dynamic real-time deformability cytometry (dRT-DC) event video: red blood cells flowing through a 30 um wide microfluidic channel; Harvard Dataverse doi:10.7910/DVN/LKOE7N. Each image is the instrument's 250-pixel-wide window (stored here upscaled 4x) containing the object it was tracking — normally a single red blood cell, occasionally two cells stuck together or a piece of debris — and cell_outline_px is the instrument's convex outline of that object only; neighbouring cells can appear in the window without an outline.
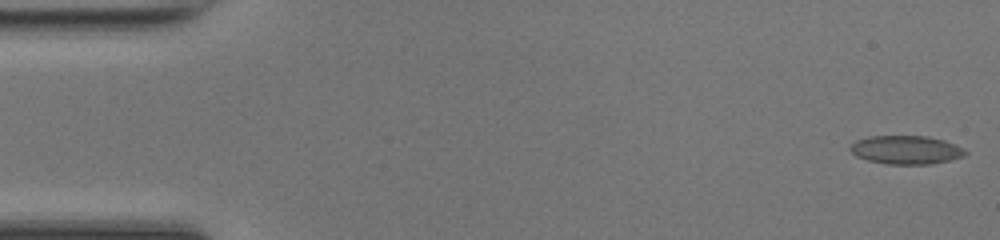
{"species": "common noctule bat (a hibernating species)", "species_latin": "Nyctalus noctula", "temperature_condition": "room temperature", "stored_images_in_passage": 48, "camera_frame_rate_fps": 3000, "um_per_image_px": 0.085, "animal": {"sex": "female", "body_mass_g": 17.0, "forearm_length_mm": 48.0}, "frame": {"image": 1, "passage_image": 1, "time_ms": 0.0, "image_size_px": [1000, 240], "cell_outline_px": [[968, 152], [964, 156], [932, 164], [888, 164], [868, 160], [856, 156], [848, 148], [856, 140], [872, 136], [928, 136], [944, 140], [964, 148]], "centroid_in_image_um": [77.03, 12.73], "position_along_channel_um": 8.0, "area_um2": 19.07}}
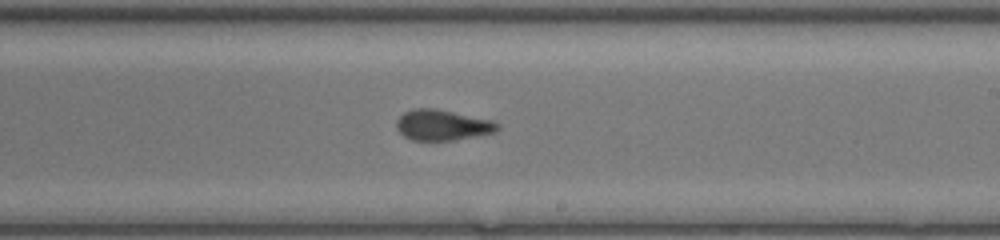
{"frame": {"image": 2, "passage_image": 28, "time_ms": 9.0, "image_size_px": [1000, 240], "cell_outline_px": [[500, 128], [496, 132], [456, 140], [412, 140], [404, 136], [396, 128], [396, 120], [404, 112], [416, 108], [432, 108], [492, 120], [500, 124]], "centroid_in_image_um": [37.61, 10.64], "position_along_channel_um": 251.4, "area_um2": 17.98}}
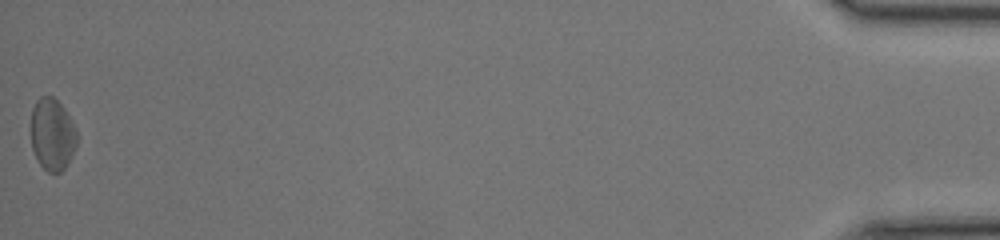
{"frame": {"image": 3, "passage_image": 48, "time_ms": 15.667, "image_size_px": [1000, 240], "cell_outline_px": [[76, 144], [68, 164], [60, 172], [48, 172], [40, 164], [32, 148], [32, 108], [36, 100], [40, 96], [52, 96], [64, 108], [72, 120], [76, 132]], "centroid_in_image_um": [4.45, 11.41], "position_along_channel_um": 430.8, "area_um2": 19.02}, "authors_computed_cell_mechanics": {"area_um2": 18.5827, "velocity_mm_per_s": 4.296, "shape_relaxation_time_tau1_ms": 10.6602, "shape_relaxation_time_tau2_ms": 3.2574, "deformation_change_tau1": 0.1768, "deformation_change_tau2": 0.1128}}